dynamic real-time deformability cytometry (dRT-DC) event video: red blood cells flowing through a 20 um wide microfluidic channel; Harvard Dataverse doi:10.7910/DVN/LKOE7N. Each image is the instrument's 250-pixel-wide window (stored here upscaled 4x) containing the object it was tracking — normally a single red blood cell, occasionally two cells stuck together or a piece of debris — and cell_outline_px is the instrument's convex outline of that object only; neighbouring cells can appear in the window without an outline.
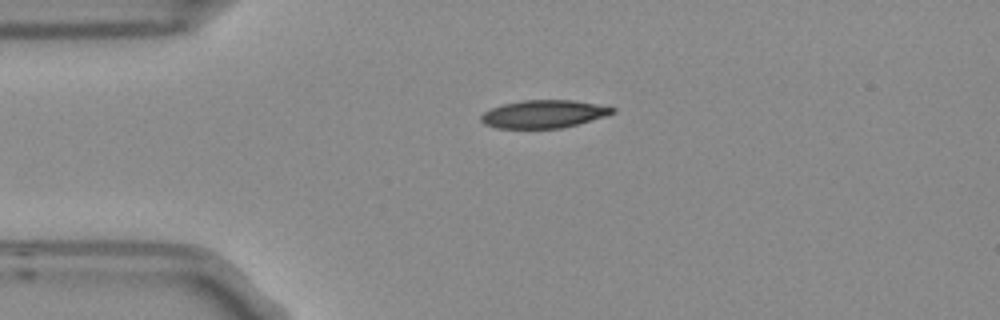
{"species": "Egyptian fruit bat (a non-hibernating species)", "species_latin": "Rousettus aegyptiacus", "temperature_condition": "room temperature", "stored_images_in_passage": 7, "camera_frame_rate_fps": 3000, "um_per_image_px": 0.085, "frame": {"image": 1, "passage_image": 1, "time_ms": 0.0, "image_size_px": [1000, 320], "cell_outline_px": [[616, 112], [604, 116], [576, 124], [560, 128], [496, 128], [484, 124], [480, 120], [480, 116], [484, 112], [492, 108], [504, 104], [520, 100], [572, 100], [596, 104], [616, 108]], "centroid_in_image_um": [46.18, 9.69], "position_along_channel_um": 38.8, "area_um2": 21.15}}
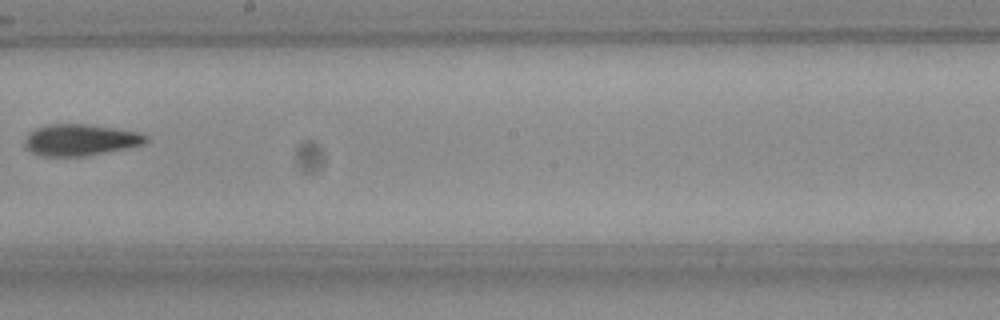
{"frame": {"image": 2, "passage_image": 6, "time_ms": 1.667, "image_size_px": [1000, 320], "cell_outline_px": [[148, 140], [144, 144], [128, 148], [84, 156], [40, 156], [32, 152], [24, 144], [24, 140], [28, 132], [36, 128], [48, 124], [88, 124], [116, 128], [140, 132], [148, 136]], "centroid_in_image_um": [6.84, 11.88], "position_along_channel_um": 241.4, "area_um2": 22.37}}
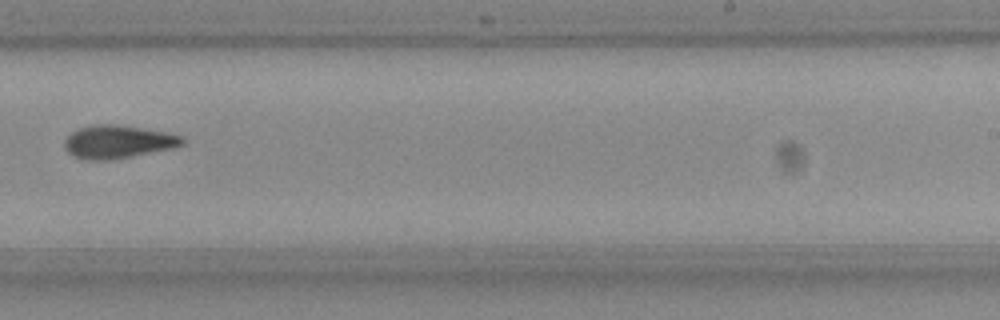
{"frame": {"image": 3, "passage_image": 7, "time_ms": 2.0, "image_size_px": [1000, 320], "cell_outline_px": [[184, 144], [172, 148], [112, 160], [84, 160], [72, 156], [64, 148], [64, 140], [72, 132], [80, 128], [92, 124], [116, 124], [168, 132], [184, 136]], "centroid_in_image_um": [10.01, 12.05], "position_along_channel_um": 279.0, "area_um2": 22.89}}